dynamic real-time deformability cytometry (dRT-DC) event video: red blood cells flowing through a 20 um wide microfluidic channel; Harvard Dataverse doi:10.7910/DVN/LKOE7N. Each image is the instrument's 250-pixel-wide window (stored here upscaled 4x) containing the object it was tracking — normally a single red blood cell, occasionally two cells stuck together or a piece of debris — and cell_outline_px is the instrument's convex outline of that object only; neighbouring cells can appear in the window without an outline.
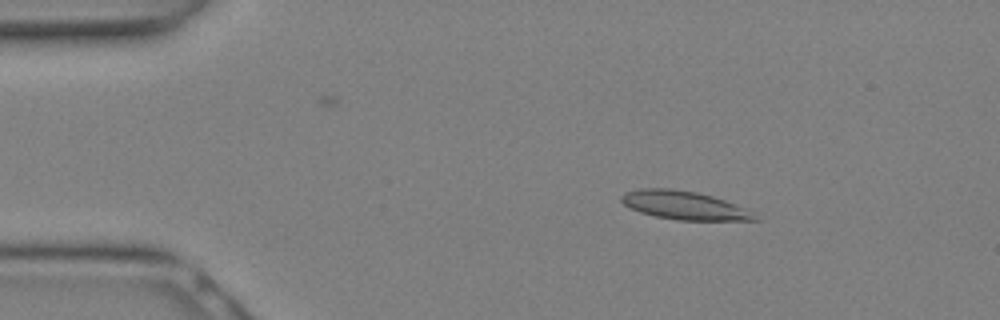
{"species": "Egyptian fruit bat (a non-hibernating species)", "species_latin": "Rousettus aegyptiacus", "temperature_condition": "warm", "stored_images_in_passage": 13, "camera_frame_rate_fps": 3000, "um_per_image_px": 0.085, "animal": {"sex": "female"}, "frame": {"image": 1, "passage_image": 4, "time_ms": 1.0, "image_size_px": [1000, 320], "cell_outline_px": [[760, 220], [676, 220], [656, 216], [640, 212], [624, 204], [620, 200], [620, 196], [624, 192], [640, 188], [672, 188], [696, 192], [712, 196], [724, 200], [744, 208]], "centroid_in_image_um": [58.08, 17.44], "position_along_channel_um": 26.9, "area_um2": 21.85}}
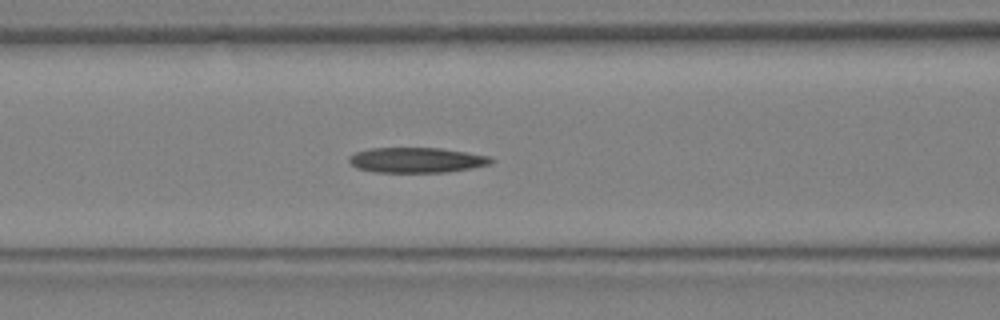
{"frame": {"image": 2, "passage_image": 11, "time_ms": 3.333, "image_size_px": [1000, 320], "cell_outline_px": [[496, 160], [492, 164], [472, 168], [444, 172], [376, 172], [356, 168], [348, 160], [348, 156], [356, 152], [368, 148], [440, 148], [492, 156]], "centroid_in_image_um": [35.44, 13.6], "position_along_channel_um": 131.2, "area_um2": 21.04}}
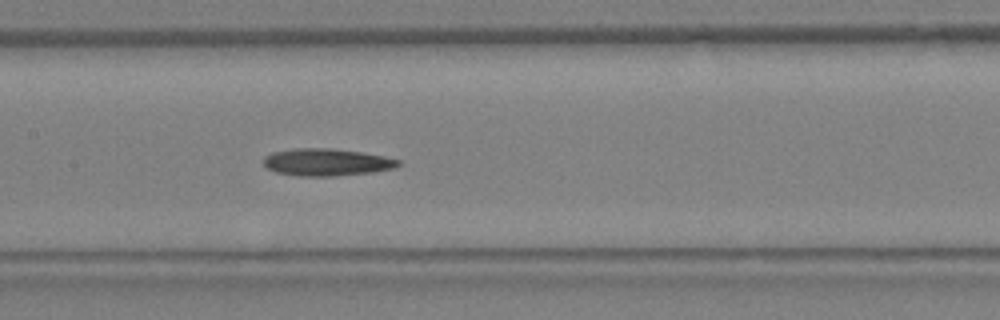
{"frame": {"image": 3, "passage_image": 13, "time_ms": 4.0, "image_size_px": [1000, 320], "cell_outline_px": [[404, 160], [396, 168], [372, 172], [332, 176], [300, 176], [276, 172], [268, 168], [264, 164], [264, 156], [272, 152], [296, 148], [332, 148], [360, 152], [384, 156]], "centroid_in_image_um": [27.8, 13.78], "position_along_channel_um": 179.6, "area_um2": 21.44}}